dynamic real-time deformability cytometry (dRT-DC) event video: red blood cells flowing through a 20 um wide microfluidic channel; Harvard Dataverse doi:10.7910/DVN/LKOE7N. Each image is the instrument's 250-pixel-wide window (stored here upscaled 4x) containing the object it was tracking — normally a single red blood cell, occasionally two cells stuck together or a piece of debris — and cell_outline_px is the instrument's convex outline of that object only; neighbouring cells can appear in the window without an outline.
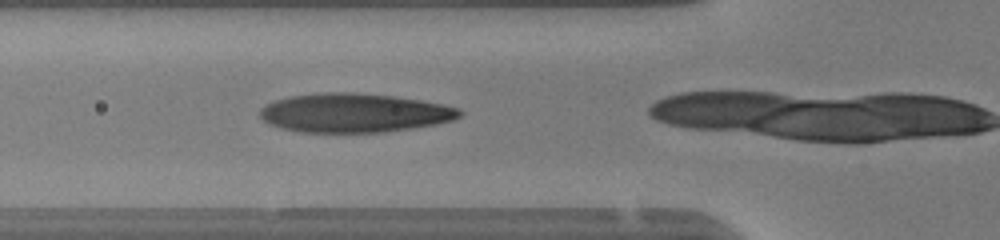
{"species": "human", "species_latin": "Homo sapiens", "temperature_condition": "warm", "stored_images_in_passage": 7, "camera_frame_rate_fps": 3000, "um_per_image_px": 0.085, "donor": {"sex": "female"}, "frame": {"image": 1, "passage_image": 6, "time_ms": 1.667, "image_size_px": [1000, 240], "cell_outline_px": [[464, 112], [460, 116], [452, 120], [436, 124], [412, 128], [384, 132], [300, 132], [280, 128], [268, 124], [260, 116], [260, 108], [264, 104], [276, 100], [292, 96], [324, 92], [352, 92], [392, 96], [420, 100], [444, 104], [460, 108]], "centroid_in_image_um": [30.11, 9.59], "position_along_channel_um": 95.7, "area_um2": 45.43}}